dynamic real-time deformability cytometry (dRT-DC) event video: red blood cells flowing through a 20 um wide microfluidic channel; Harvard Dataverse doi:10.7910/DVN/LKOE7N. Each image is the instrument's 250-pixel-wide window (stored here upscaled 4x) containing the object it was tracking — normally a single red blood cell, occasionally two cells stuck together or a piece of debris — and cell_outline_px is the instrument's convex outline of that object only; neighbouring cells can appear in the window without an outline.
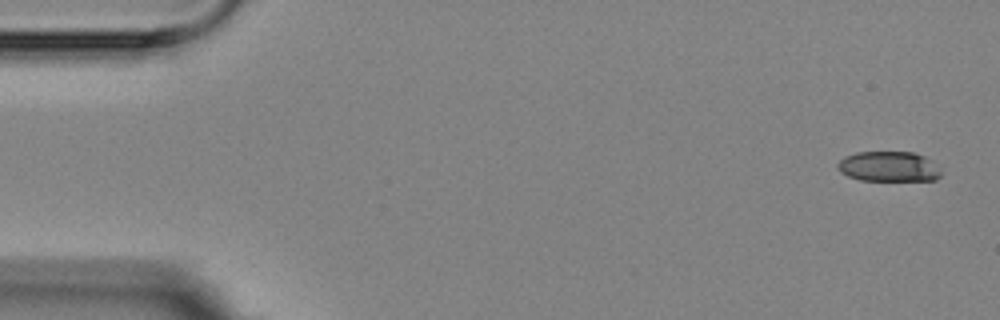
{"species": "Egyptian fruit bat (a non-hibernating species)", "species_latin": "Rousettus aegyptiacus", "temperature_condition": "room temperature", "stored_images_in_passage": 4, "camera_frame_rate_fps": 3000, "um_per_image_px": 0.085, "animal": {"sex": "female"}, "frame": {"image": 1, "passage_image": 1, "time_ms": 0.0, "image_size_px": [1000, 320], "cell_outline_px": [[940, 176], [936, 180], [860, 180], [848, 176], [840, 172], [836, 168], [836, 164], [844, 156], [856, 152], [912, 152], [924, 156], [940, 172]], "centroid_in_image_um": [75.45, 14.15], "position_along_channel_um": 9.6, "area_um2": 17.98}}
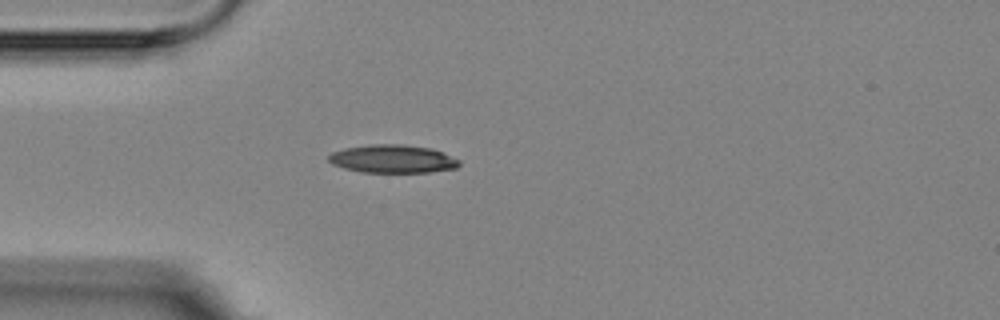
{"frame": {"image": 2, "passage_image": 4, "time_ms": 4.333, "image_size_px": [1000, 320], "cell_outline_px": [[460, 164], [456, 168], [428, 172], [360, 172], [344, 168], [332, 164], [328, 160], [328, 156], [332, 152], [344, 148], [372, 144], [400, 144], [432, 148], [444, 152], [460, 160]], "centroid_in_image_um": [33.38, 13.5], "position_along_channel_um": 51.6, "area_um2": 21.5}}